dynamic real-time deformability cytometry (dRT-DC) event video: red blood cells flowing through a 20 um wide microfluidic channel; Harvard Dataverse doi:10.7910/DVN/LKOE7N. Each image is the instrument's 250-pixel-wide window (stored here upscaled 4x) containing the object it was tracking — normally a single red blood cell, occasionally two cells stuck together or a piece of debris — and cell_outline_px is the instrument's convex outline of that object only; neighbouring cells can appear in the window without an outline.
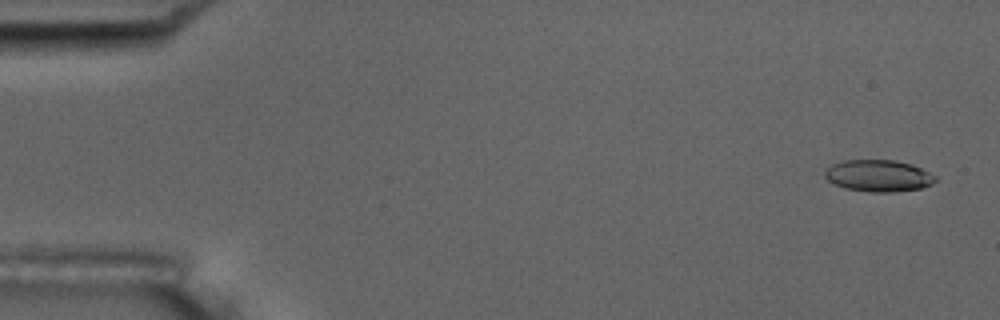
{"species": "common noctule bat (a hibernating species)", "species_latin": "Nyctalus noctula", "temperature_condition": "room temperature", "stored_images_in_passage": 6, "camera_frame_rate_fps": 3000, "um_per_image_px": 0.085, "animal": {"sex": "male", "body_mass_g": 17.5, "forearm_length_mm": 52.3}, "frame": {"image": 1, "passage_image": 1, "time_ms": 0.0, "image_size_px": [1000, 320], "cell_outline_px": [[936, 180], [932, 184], [920, 188], [892, 192], [868, 192], [844, 188], [828, 180], [824, 176], [824, 172], [832, 164], [844, 160], [896, 160], [912, 164], [936, 176]], "centroid_in_image_um": [74.66, 14.94], "position_along_channel_um": 10.3, "area_um2": 20.4}}